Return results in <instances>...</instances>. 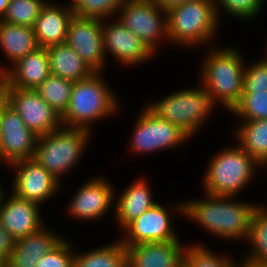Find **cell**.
I'll use <instances>...</instances> for the list:
<instances>
[{
    "instance_id": "cell-1",
    "label": "cell",
    "mask_w": 267,
    "mask_h": 267,
    "mask_svg": "<svg viewBox=\"0 0 267 267\" xmlns=\"http://www.w3.org/2000/svg\"><path fill=\"white\" fill-rule=\"evenodd\" d=\"M203 194L204 198L184 202L183 217L220 240H246L258 205L246 201L237 202V196Z\"/></svg>"
},
{
    "instance_id": "cell-2",
    "label": "cell",
    "mask_w": 267,
    "mask_h": 267,
    "mask_svg": "<svg viewBox=\"0 0 267 267\" xmlns=\"http://www.w3.org/2000/svg\"><path fill=\"white\" fill-rule=\"evenodd\" d=\"M214 46L210 45L204 53L206 56L200 64L199 82L210 93L215 104L219 103L231 112L243 94L246 61L234 47Z\"/></svg>"
},
{
    "instance_id": "cell-3",
    "label": "cell",
    "mask_w": 267,
    "mask_h": 267,
    "mask_svg": "<svg viewBox=\"0 0 267 267\" xmlns=\"http://www.w3.org/2000/svg\"><path fill=\"white\" fill-rule=\"evenodd\" d=\"M102 76L103 73L94 72L89 78L74 82L69 105L61 116L62 126L93 132L92 124L118 114L119 98Z\"/></svg>"
},
{
    "instance_id": "cell-4",
    "label": "cell",
    "mask_w": 267,
    "mask_h": 267,
    "mask_svg": "<svg viewBox=\"0 0 267 267\" xmlns=\"http://www.w3.org/2000/svg\"><path fill=\"white\" fill-rule=\"evenodd\" d=\"M166 12L168 39L171 44L183 48H192L195 45L209 47L210 42L215 40L220 20L212 1L192 0Z\"/></svg>"
},
{
    "instance_id": "cell-5",
    "label": "cell",
    "mask_w": 267,
    "mask_h": 267,
    "mask_svg": "<svg viewBox=\"0 0 267 267\" xmlns=\"http://www.w3.org/2000/svg\"><path fill=\"white\" fill-rule=\"evenodd\" d=\"M259 168V163L238 144L226 146L210 159L201 183L203 192L223 196L238 194L239 197V193L254 181Z\"/></svg>"
},
{
    "instance_id": "cell-6",
    "label": "cell",
    "mask_w": 267,
    "mask_h": 267,
    "mask_svg": "<svg viewBox=\"0 0 267 267\" xmlns=\"http://www.w3.org/2000/svg\"><path fill=\"white\" fill-rule=\"evenodd\" d=\"M91 133L85 129L61 126L40 135L33 158L62 184V176L69 174L80 163Z\"/></svg>"
},
{
    "instance_id": "cell-7",
    "label": "cell",
    "mask_w": 267,
    "mask_h": 267,
    "mask_svg": "<svg viewBox=\"0 0 267 267\" xmlns=\"http://www.w3.org/2000/svg\"><path fill=\"white\" fill-rule=\"evenodd\" d=\"M153 102L147 103V106L157 116L179 126L190 137L199 132L217 106L201 84L196 88L178 90Z\"/></svg>"
},
{
    "instance_id": "cell-8",
    "label": "cell",
    "mask_w": 267,
    "mask_h": 267,
    "mask_svg": "<svg viewBox=\"0 0 267 267\" xmlns=\"http://www.w3.org/2000/svg\"><path fill=\"white\" fill-rule=\"evenodd\" d=\"M135 119V129L128 145L134 154L162 152L192 139L179 126L160 118L148 106H144Z\"/></svg>"
},
{
    "instance_id": "cell-9",
    "label": "cell",
    "mask_w": 267,
    "mask_h": 267,
    "mask_svg": "<svg viewBox=\"0 0 267 267\" xmlns=\"http://www.w3.org/2000/svg\"><path fill=\"white\" fill-rule=\"evenodd\" d=\"M116 18L154 54L158 52L157 49L160 51L159 45L163 39L169 43L167 12L153 0H125L118 9Z\"/></svg>"
},
{
    "instance_id": "cell-10",
    "label": "cell",
    "mask_w": 267,
    "mask_h": 267,
    "mask_svg": "<svg viewBox=\"0 0 267 267\" xmlns=\"http://www.w3.org/2000/svg\"><path fill=\"white\" fill-rule=\"evenodd\" d=\"M176 208V209H174ZM163 204L156 203L146 210L138 218L130 222L122 231L121 243L125 246H133L145 242H168L180 240L173 224V210L184 216V202L173 205L167 210ZM171 210V212H170ZM125 232V233H124Z\"/></svg>"
},
{
    "instance_id": "cell-11",
    "label": "cell",
    "mask_w": 267,
    "mask_h": 267,
    "mask_svg": "<svg viewBox=\"0 0 267 267\" xmlns=\"http://www.w3.org/2000/svg\"><path fill=\"white\" fill-rule=\"evenodd\" d=\"M0 80L4 85L6 101L37 136L62 126L59 114L36 90L12 88L1 77Z\"/></svg>"
},
{
    "instance_id": "cell-12",
    "label": "cell",
    "mask_w": 267,
    "mask_h": 267,
    "mask_svg": "<svg viewBox=\"0 0 267 267\" xmlns=\"http://www.w3.org/2000/svg\"><path fill=\"white\" fill-rule=\"evenodd\" d=\"M38 136L6 102L0 109V163L6 166L34 157Z\"/></svg>"
},
{
    "instance_id": "cell-13",
    "label": "cell",
    "mask_w": 267,
    "mask_h": 267,
    "mask_svg": "<svg viewBox=\"0 0 267 267\" xmlns=\"http://www.w3.org/2000/svg\"><path fill=\"white\" fill-rule=\"evenodd\" d=\"M9 167L15 170L11 192L18 198L40 205L61 189L62 184L34 158L14 162Z\"/></svg>"
},
{
    "instance_id": "cell-14",
    "label": "cell",
    "mask_w": 267,
    "mask_h": 267,
    "mask_svg": "<svg viewBox=\"0 0 267 267\" xmlns=\"http://www.w3.org/2000/svg\"><path fill=\"white\" fill-rule=\"evenodd\" d=\"M65 43L71 46L94 72H103L105 54L102 20L78 17L74 14L67 28Z\"/></svg>"
},
{
    "instance_id": "cell-15",
    "label": "cell",
    "mask_w": 267,
    "mask_h": 267,
    "mask_svg": "<svg viewBox=\"0 0 267 267\" xmlns=\"http://www.w3.org/2000/svg\"><path fill=\"white\" fill-rule=\"evenodd\" d=\"M84 183L67 204V214L82 221L100 220L115 203V189L107 178L101 176L92 177Z\"/></svg>"
},
{
    "instance_id": "cell-16",
    "label": "cell",
    "mask_w": 267,
    "mask_h": 267,
    "mask_svg": "<svg viewBox=\"0 0 267 267\" xmlns=\"http://www.w3.org/2000/svg\"><path fill=\"white\" fill-rule=\"evenodd\" d=\"M113 20V22L108 19L102 20L106 56L107 54L111 55L126 67L143 64L150 58L152 59L154 55L156 56L137 35L127 29L118 19L113 18Z\"/></svg>"
},
{
    "instance_id": "cell-17",
    "label": "cell",
    "mask_w": 267,
    "mask_h": 267,
    "mask_svg": "<svg viewBox=\"0 0 267 267\" xmlns=\"http://www.w3.org/2000/svg\"><path fill=\"white\" fill-rule=\"evenodd\" d=\"M0 192V223L15 239L23 238L39 231L45 223L40 215V205L33 201L18 198L13 193L5 197Z\"/></svg>"
},
{
    "instance_id": "cell-18",
    "label": "cell",
    "mask_w": 267,
    "mask_h": 267,
    "mask_svg": "<svg viewBox=\"0 0 267 267\" xmlns=\"http://www.w3.org/2000/svg\"><path fill=\"white\" fill-rule=\"evenodd\" d=\"M178 241L145 242L126 247L127 267H183L188 245Z\"/></svg>"
},
{
    "instance_id": "cell-19",
    "label": "cell",
    "mask_w": 267,
    "mask_h": 267,
    "mask_svg": "<svg viewBox=\"0 0 267 267\" xmlns=\"http://www.w3.org/2000/svg\"><path fill=\"white\" fill-rule=\"evenodd\" d=\"M50 74L47 50L41 47L11 67L0 65V77L12 88L36 90Z\"/></svg>"
},
{
    "instance_id": "cell-20",
    "label": "cell",
    "mask_w": 267,
    "mask_h": 267,
    "mask_svg": "<svg viewBox=\"0 0 267 267\" xmlns=\"http://www.w3.org/2000/svg\"><path fill=\"white\" fill-rule=\"evenodd\" d=\"M48 226L15 240L13 251L3 267H36L41 257L48 254L63 239Z\"/></svg>"
},
{
    "instance_id": "cell-21",
    "label": "cell",
    "mask_w": 267,
    "mask_h": 267,
    "mask_svg": "<svg viewBox=\"0 0 267 267\" xmlns=\"http://www.w3.org/2000/svg\"><path fill=\"white\" fill-rule=\"evenodd\" d=\"M73 16L74 10L66 4L62 6V4L48 1L32 27L38 46L48 48L65 43L67 28Z\"/></svg>"
},
{
    "instance_id": "cell-22",
    "label": "cell",
    "mask_w": 267,
    "mask_h": 267,
    "mask_svg": "<svg viewBox=\"0 0 267 267\" xmlns=\"http://www.w3.org/2000/svg\"><path fill=\"white\" fill-rule=\"evenodd\" d=\"M137 178L125 187L115 199L114 215L116 223L123 230L130 222L138 218L146 210L152 208L157 201L153 198L152 189L147 179Z\"/></svg>"
},
{
    "instance_id": "cell-23",
    "label": "cell",
    "mask_w": 267,
    "mask_h": 267,
    "mask_svg": "<svg viewBox=\"0 0 267 267\" xmlns=\"http://www.w3.org/2000/svg\"><path fill=\"white\" fill-rule=\"evenodd\" d=\"M36 36L32 27L16 25L0 20V49L11 67L20 58L36 51Z\"/></svg>"
},
{
    "instance_id": "cell-24",
    "label": "cell",
    "mask_w": 267,
    "mask_h": 267,
    "mask_svg": "<svg viewBox=\"0 0 267 267\" xmlns=\"http://www.w3.org/2000/svg\"><path fill=\"white\" fill-rule=\"evenodd\" d=\"M50 73L73 82L89 78L94 71L86 65L74 49L66 43L46 48Z\"/></svg>"
},
{
    "instance_id": "cell-25",
    "label": "cell",
    "mask_w": 267,
    "mask_h": 267,
    "mask_svg": "<svg viewBox=\"0 0 267 267\" xmlns=\"http://www.w3.org/2000/svg\"><path fill=\"white\" fill-rule=\"evenodd\" d=\"M73 267H127L126 247L120 239L74 255Z\"/></svg>"
},
{
    "instance_id": "cell-26",
    "label": "cell",
    "mask_w": 267,
    "mask_h": 267,
    "mask_svg": "<svg viewBox=\"0 0 267 267\" xmlns=\"http://www.w3.org/2000/svg\"><path fill=\"white\" fill-rule=\"evenodd\" d=\"M241 122L232 132L237 144L260 163L267 157V119Z\"/></svg>"
},
{
    "instance_id": "cell-27",
    "label": "cell",
    "mask_w": 267,
    "mask_h": 267,
    "mask_svg": "<svg viewBox=\"0 0 267 267\" xmlns=\"http://www.w3.org/2000/svg\"><path fill=\"white\" fill-rule=\"evenodd\" d=\"M74 82L50 74L36 89L61 117L69 105Z\"/></svg>"
},
{
    "instance_id": "cell-28",
    "label": "cell",
    "mask_w": 267,
    "mask_h": 267,
    "mask_svg": "<svg viewBox=\"0 0 267 267\" xmlns=\"http://www.w3.org/2000/svg\"><path fill=\"white\" fill-rule=\"evenodd\" d=\"M259 205L253 213L246 239L251 251H248L242 260L267 263V212L261 208V204Z\"/></svg>"
},
{
    "instance_id": "cell-29",
    "label": "cell",
    "mask_w": 267,
    "mask_h": 267,
    "mask_svg": "<svg viewBox=\"0 0 267 267\" xmlns=\"http://www.w3.org/2000/svg\"><path fill=\"white\" fill-rule=\"evenodd\" d=\"M47 2L45 0H10L6 13L0 20L33 27L35 20Z\"/></svg>"
},
{
    "instance_id": "cell-30",
    "label": "cell",
    "mask_w": 267,
    "mask_h": 267,
    "mask_svg": "<svg viewBox=\"0 0 267 267\" xmlns=\"http://www.w3.org/2000/svg\"><path fill=\"white\" fill-rule=\"evenodd\" d=\"M219 254V255H218ZM220 255L210 250L202 242L189 244L185 253V265L187 267H235L238 263L229 254Z\"/></svg>"
},
{
    "instance_id": "cell-31",
    "label": "cell",
    "mask_w": 267,
    "mask_h": 267,
    "mask_svg": "<svg viewBox=\"0 0 267 267\" xmlns=\"http://www.w3.org/2000/svg\"><path fill=\"white\" fill-rule=\"evenodd\" d=\"M230 114L241 121L267 119V91L243 93Z\"/></svg>"
},
{
    "instance_id": "cell-32",
    "label": "cell",
    "mask_w": 267,
    "mask_h": 267,
    "mask_svg": "<svg viewBox=\"0 0 267 267\" xmlns=\"http://www.w3.org/2000/svg\"><path fill=\"white\" fill-rule=\"evenodd\" d=\"M265 0H215L214 6L220 19L222 11L240 20H254L262 12ZM222 10V11H221Z\"/></svg>"
},
{
    "instance_id": "cell-33",
    "label": "cell",
    "mask_w": 267,
    "mask_h": 267,
    "mask_svg": "<svg viewBox=\"0 0 267 267\" xmlns=\"http://www.w3.org/2000/svg\"><path fill=\"white\" fill-rule=\"evenodd\" d=\"M124 2L125 0H83L74 10V14L84 18L111 20Z\"/></svg>"
},
{
    "instance_id": "cell-34",
    "label": "cell",
    "mask_w": 267,
    "mask_h": 267,
    "mask_svg": "<svg viewBox=\"0 0 267 267\" xmlns=\"http://www.w3.org/2000/svg\"><path fill=\"white\" fill-rule=\"evenodd\" d=\"M263 58L252 64H245L243 93L267 91V56Z\"/></svg>"
},
{
    "instance_id": "cell-35",
    "label": "cell",
    "mask_w": 267,
    "mask_h": 267,
    "mask_svg": "<svg viewBox=\"0 0 267 267\" xmlns=\"http://www.w3.org/2000/svg\"><path fill=\"white\" fill-rule=\"evenodd\" d=\"M73 243L64 238L48 254L41 257L36 267H73L75 249Z\"/></svg>"
},
{
    "instance_id": "cell-36",
    "label": "cell",
    "mask_w": 267,
    "mask_h": 267,
    "mask_svg": "<svg viewBox=\"0 0 267 267\" xmlns=\"http://www.w3.org/2000/svg\"><path fill=\"white\" fill-rule=\"evenodd\" d=\"M15 239L0 223V264L3 266L13 251Z\"/></svg>"
},
{
    "instance_id": "cell-37",
    "label": "cell",
    "mask_w": 267,
    "mask_h": 267,
    "mask_svg": "<svg viewBox=\"0 0 267 267\" xmlns=\"http://www.w3.org/2000/svg\"><path fill=\"white\" fill-rule=\"evenodd\" d=\"M157 5H159L162 9L165 11H168L169 9L179 6L183 3L192 1V0H153Z\"/></svg>"
},
{
    "instance_id": "cell-38",
    "label": "cell",
    "mask_w": 267,
    "mask_h": 267,
    "mask_svg": "<svg viewBox=\"0 0 267 267\" xmlns=\"http://www.w3.org/2000/svg\"><path fill=\"white\" fill-rule=\"evenodd\" d=\"M243 267H267V263L258 262L255 260L238 261Z\"/></svg>"
},
{
    "instance_id": "cell-39",
    "label": "cell",
    "mask_w": 267,
    "mask_h": 267,
    "mask_svg": "<svg viewBox=\"0 0 267 267\" xmlns=\"http://www.w3.org/2000/svg\"><path fill=\"white\" fill-rule=\"evenodd\" d=\"M6 95L3 82L0 80V109L6 103Z\"/></svg>"
},
{
    "instance_id": "cell-40",
    "label": "cell",
    "mask_w": 267,
    "mask_h": 267,
    "mask_svg": "<svg viewBox=\"0 0 267 267\" xmlns=\"http://www.w3.org/2000/svg\"><path fill=\"white\" fill-rule=\"evenodd\" d=\"M10 0H0V19L6 13Z\"/></svg>"
},
{
    "instance_id": "cell-41",
    "label": "cell",
    "mask_w": 267,
    "mask_h": 267,
    "mask_svg": "<svg viewBox=\"0 0 267 267\" xmlns=\"http://www.w3.org/2000/svg\"><path fill=\"white\" fill-rule=\"evenodd\" d=\"M83 0H70V5L67 4V6L73 10H75L79 4L82 2Z\"/></svg>"
},
{
    "instance_id": "cell-42",
    "label": "cell",
    "mask_w": 267,
    "mask_h": 267,
    "mask_svg": "<svg viewBox=\"0 0 267 267\" xmlns=\"http://www.w3.org/2000/svg\"><path fill=\"white\" fill-rule=\"evenodd\" d=\"M259 167L261 168H265V170H267V157L264 158L260 163H259Z\"/></svg>"
},
{
    "instance_id": "cell-43",
    "label": "cell",
    "mask_w": 267,
    "mask_h": 267,
    "mask_svg": "<svg viewBox=\"0 0 267 267\" xmlns=\"http://www.w3.org/2000/svg\"><path fill=\"white\" fill-rule=\"evenodd\" d=\"M261 208L267 212V205L266 206L265 205L264 206L262 205Z\"/></svg>"
},
{
    "instance_id": "cell-44",
    "label": "cell",
    "mask_w": 267,
    "mask_h": 267,
    "mask_svg": "<svg viewBox=\"0 0 267 267\" xmlns=\"http://www.w3.org/2000/svg\"><path fill=\"white\" fill-rule=\"evenodd\" d=\"M266 49V51H265V53H266V55L265 56H267V40H266V47H265Z\"/></svg>"
},
{
    "instance_id": "cell-45",
    "label": "cell",
    "mask_w": 267,
    "mask_h": 267,
    "mask_svg": "<svg viewBox=\"0 0 267 267\" xmlns=\"http://www.w3.org/2000/svg\"><path fill=\"white\" fill-rule=\"evenodd\" d=\"M235 267H243V266H242L241 264L238 263Z\"/></svg>"
}]
</instances>
